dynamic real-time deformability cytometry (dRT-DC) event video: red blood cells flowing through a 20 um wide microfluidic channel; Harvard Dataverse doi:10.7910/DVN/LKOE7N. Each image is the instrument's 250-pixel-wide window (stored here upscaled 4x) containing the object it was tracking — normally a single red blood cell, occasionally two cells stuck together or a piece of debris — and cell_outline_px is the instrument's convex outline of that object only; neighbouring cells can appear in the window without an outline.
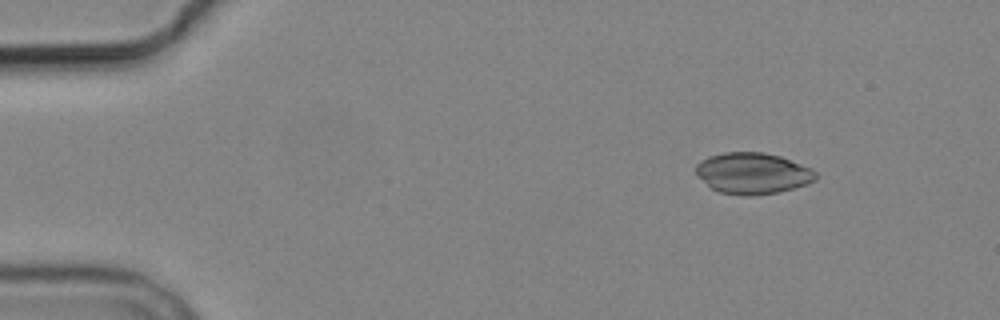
{"species": "common noctule bat (a hibernating species)", "species_latin": "Nyctalus noctula", "temperature_condition": "cold", "stored_images_in_passage": 6, "camera_frame_rate_fps": 3000, "um_per_image_px": 0.085, "animal": {"sex": "male", "body_mass_g": 19.2, "forearm_length_mm": 51.8}, "frame": {"image": 1, "passage_image": 1, "time_ms": 0.0, "image_size_px": [1000, 320], "cell_outline_px": [[816, 180], [808, 184], [776, 192], [752, 196], [740, 196], [720, 192], [712, 188], [696, 172], [696, 164], [700, 160], [708, 156], [724, 152], [764, 152], [780, 156], [812, 168], [816, 172]], "centroid_in_image_um": [64.0, 14.72], "position_along_channel_um": 21.0, "area_um2": 28.73}}
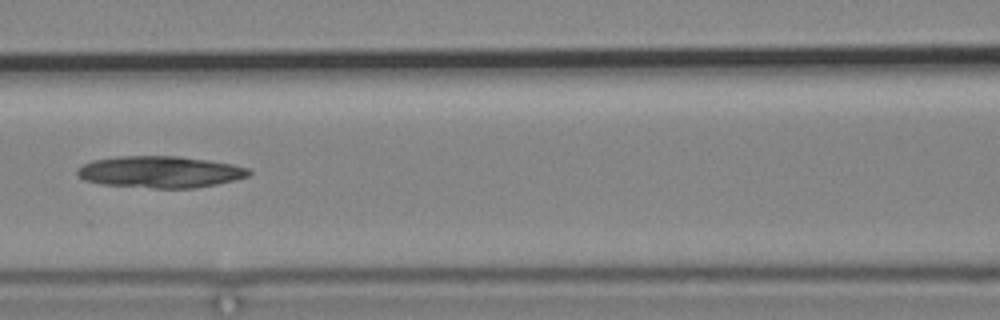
{"frame": {"image": 2, "passage_image": 6, "time_ms": 6.0, "image_size_px": [1000, 320], "cell_outline_px": [[252, 172], [248, 176], [236, 180], [196, 188], [152, 188], [100, 184], [84, 180], [76, 172], [84, 164], [92, 160], [116, 156], [176, 156], [208, 160], [232, 164], [248, 168]], "centroid_in_image_um": [13.62, 14.61], "position_along_channel_um": 153.0, "area_um2": 31.67}}